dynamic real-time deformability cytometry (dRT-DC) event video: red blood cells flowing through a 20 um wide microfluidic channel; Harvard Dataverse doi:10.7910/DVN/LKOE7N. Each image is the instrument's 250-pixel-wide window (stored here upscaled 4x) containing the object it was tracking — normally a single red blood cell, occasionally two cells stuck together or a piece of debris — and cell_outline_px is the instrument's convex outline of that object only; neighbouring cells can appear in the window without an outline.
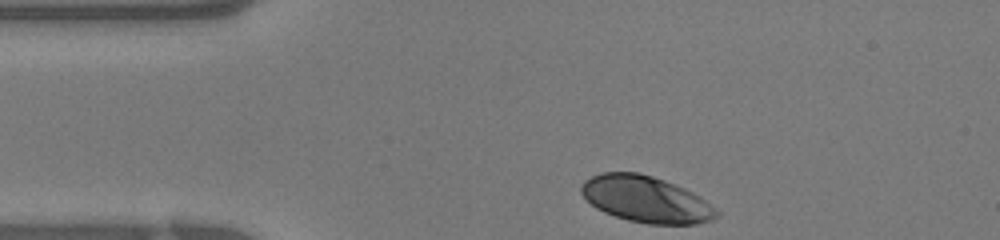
{"species": "human", "species_latin": "Homo sapiens", "temperature_condition": "warm", "stored_images_in_passage": 25, "camera_frame_rate_fps": 3000, "um_per_image_px": 0.085, "donor": {"sex": "female"}, "frame": {"image": 1, "passage_image": 1, "time_ms": 0.0, "image_size_px": [1000, 240], "cell_outline_px": [[720, 216], [712, 220], [696, 224], [648, 224], [628, 220], [604, 212], [596, 208], [580, 192], [580, 184], [584, 180], [600, 172], [640, 172], [664, 180], [684, 188], [700, 196], [720, 212]], "centroid_in_image_um": [54.91, 16.93], "position_along_channel_um": 30.1, "area_um2": 36.65}}
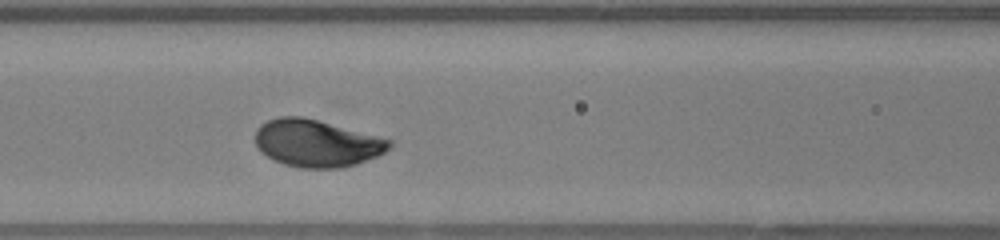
{"frame": {"image": 2, "passage_image": 10, "time_ms": 3.0, "image_size_px": [1000, 240], "cell_outline_px": [[392, 144], [384, 152], [376, 156], [356, 164], [340, 168], [300, 168], [284, 164], [260, 152], [256, 148], [256, 128], [260, 124], [268, 120], [280, 116], [304, 116], [392, 140]], "centroid_in_image_um": [26.88, 12.17], "position_along_channel_um": 139.7, "area_um2": 36.82}}
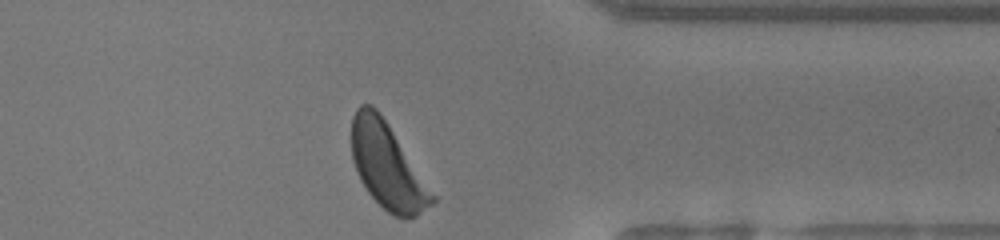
{"frame": {"image": 3, "passage_image": 25, "time_ms": 8.0, "image_size_px": [1000, 240], "cell_outline_px": [[436, 200], [432, 204], [416, 216], [396, 216], [388, 212], [368, 192], [360, 180], [352, 160], [352, 116], [356, 108], [360, 104], [372, 104], [380, 112], [436, 196]], "centroid_in_image_um": [32.9, 14.07], "position_along_channel_um": 378.5, "area_um2": 39.59}}